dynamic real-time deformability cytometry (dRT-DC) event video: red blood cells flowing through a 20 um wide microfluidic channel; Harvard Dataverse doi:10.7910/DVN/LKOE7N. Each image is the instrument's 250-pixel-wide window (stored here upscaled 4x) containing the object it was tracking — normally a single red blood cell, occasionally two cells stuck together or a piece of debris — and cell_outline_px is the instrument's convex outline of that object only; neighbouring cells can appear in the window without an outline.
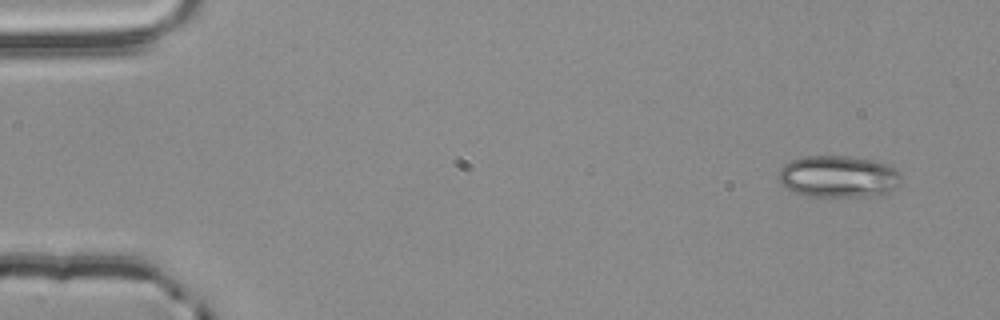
{"species": "common noctule bat (a hibernating species)", "species_latin": "Nyctalus noctula", "temperature_condition": "room temperature", "stored_images_in_passage": 4, "camera_frame_rate_fps": 3000, "um_per_image_px": 0.085, "animal": {"sex": "male", "body_mass_g": 20.4}, "frame": {"image": 1, "passage_image": 1, "time_ms": 0.0, "image_size_px": [1000, 320], "cell_outline_px": [[900, 184], [896, 188], [888, 192], [876, 196], [808, 196], [784, 188], [776, 176], [780, 168], [784, 164], [792, 160], [804, 156], [848, 156], [876, 160], [888, 164], [896, 168], [900, 172]], "centroid_in_image_um": [71.27, 15.0], "position_along_channel_um": 13.7, "area_um2": 30.35}}